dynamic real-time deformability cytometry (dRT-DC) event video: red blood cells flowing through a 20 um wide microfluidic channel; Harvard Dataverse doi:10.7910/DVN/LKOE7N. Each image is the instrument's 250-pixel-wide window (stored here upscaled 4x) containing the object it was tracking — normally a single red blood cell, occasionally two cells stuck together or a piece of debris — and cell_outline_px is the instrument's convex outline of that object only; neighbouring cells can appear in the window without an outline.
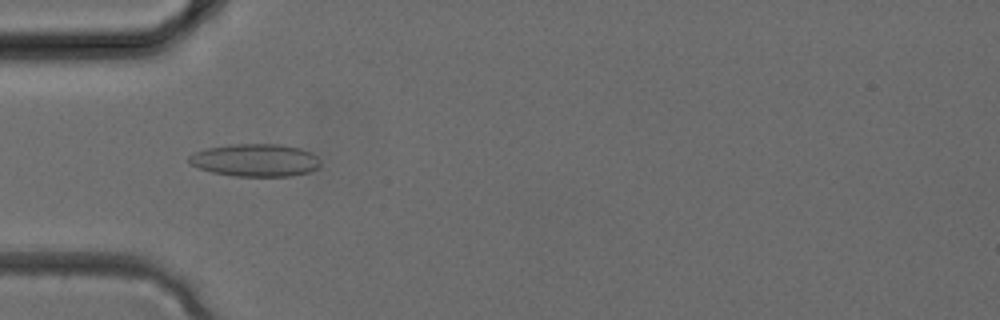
{"species": "common noctule bat (a hibernating species)", "species_latin": "Nyctalus noctula", "temperature_condition": "cold", "stored_images_in_passage": 34, "camera_frame_rate_fps": 3000, "um_per_image_px": 0.085, "animal": {"sex": "female", "body_mass_g": 24.6, "forearm_length_mm": 56.2}, "frame": {"image": 1, "passage_image": 11, "time_ms": 3.333, "image_size_px": [1000, 320], "cell_outline_px": [[320, 168], [308, 172], [292, 176], [232, 176], [212, 172], [200, 168], [192, 164], [188, 160], [188, 156], [192, 152], [208, 148], [232, 144], [280, 144], [300, 148], [312, 152], [320, 160]], "centroid_in_image_um": [21.73, 13.61], "position_along_channel_um": 63.3, "area_um2": 25.14}}
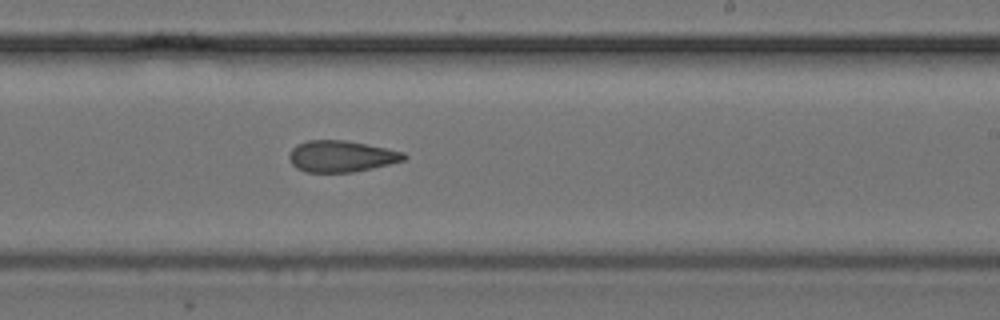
{"frame": {"image": 2, "passage_image": 21, "time_ms": 6.667, "image_size_px": [1000, 320], "cell_outline_px": [[408, 156], [404, 160], [372, 168], [352, 172], [304, 172], [296, 168], [292, 164], [288, 156], [292, 148], [296, 144], [308, 140], [344, 140], [404, 152]], "centroid_in_image_um": [28.96, 13.29], "position_along_channel_um": 260.0, "area_um2": 20.87}}
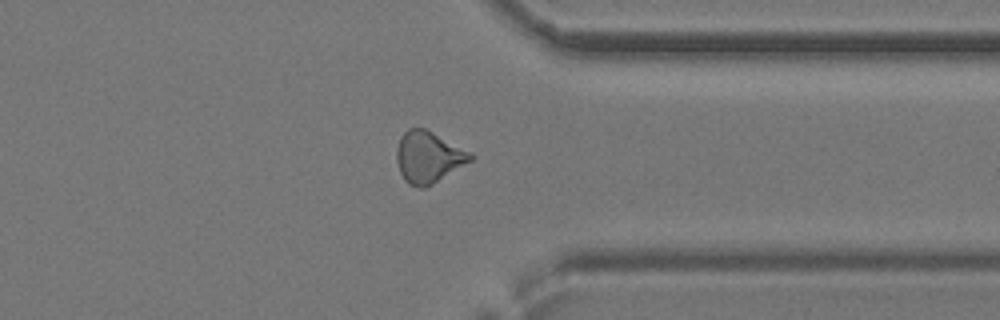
{"frame": {"image": 3, "passage_image": 27, "time_ms": 8.667, "image_size_px": [1000, 320], "cell_outline_px": [[476, 156], [472, 160], [432, 184], [424, 188], [420, 188], [408, 184], [404, 180], [400, 172], [396, 160], [396, 148], [400, 136], [408, 128], [424, 128], [472, 152]], "centroid_in_image_um": [36.4, 13.35], "position_along_channel_um": 375.0, "area_um2": 22.2}}